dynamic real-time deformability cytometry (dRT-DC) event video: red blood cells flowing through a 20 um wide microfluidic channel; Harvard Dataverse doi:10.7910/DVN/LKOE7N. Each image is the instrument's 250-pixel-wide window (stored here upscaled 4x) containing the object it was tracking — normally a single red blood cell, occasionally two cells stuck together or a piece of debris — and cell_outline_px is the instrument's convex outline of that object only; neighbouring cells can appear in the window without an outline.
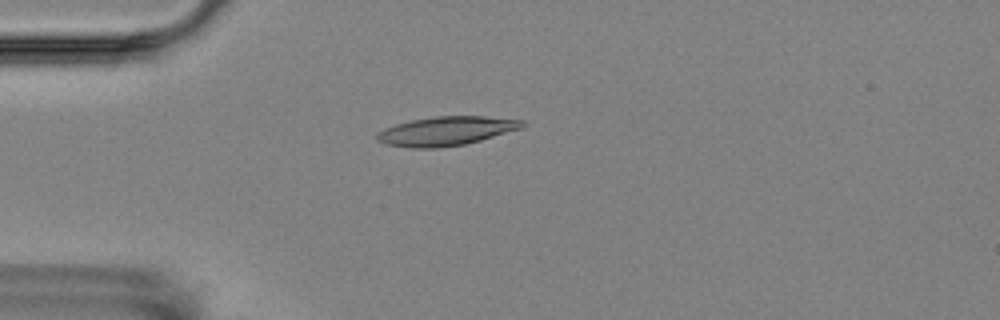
{"species": "Egyptian fruit bat (a non-hibernating species)", "species_latin": "Rousettus aegyptiacus", "temperature_condition": "room temperature", "stored_images_in_passage": 5, "camera_frame_rate_fps": 3000, "um_per_image_px": 0.085, "animal": {"sex": "female"}, "frame": {"image": 1, "passage_image": 5, "time_ms": 4.333, "image_size_px": [1000, 320], "cell_outline_px": [[528, 124], [524, 128], [480, 140], [464, 144], [436, 148], [412, 148], [384, 144], [376, 140], [376, 132], [384, 128], [396, 124], [412, 120], [436, 116], [484, 116], [524, 120]], "centroid_in_image_um": [37.94, 11.13], "position_along_channel_um": 47.1, "area_um2": 24.74}}